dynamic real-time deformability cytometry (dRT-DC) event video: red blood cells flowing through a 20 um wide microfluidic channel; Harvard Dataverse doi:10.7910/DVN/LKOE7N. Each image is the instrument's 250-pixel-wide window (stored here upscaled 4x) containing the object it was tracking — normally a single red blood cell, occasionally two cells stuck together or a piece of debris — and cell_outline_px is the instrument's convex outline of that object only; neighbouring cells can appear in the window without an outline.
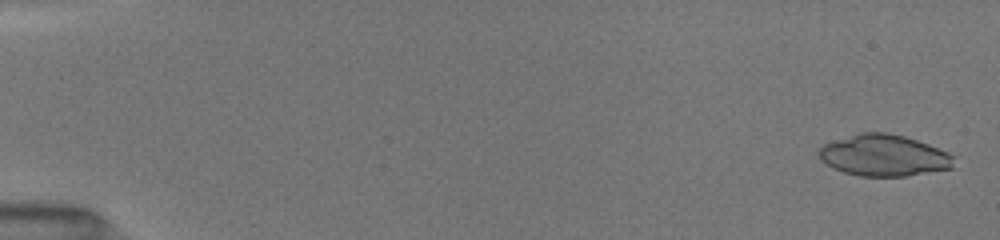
{"species": "common noctule bat (a hibernating species)", "species_latin": "Nyctalus noctula", "temperature_condition": "room temperature", "stored_images_in_passage": 51, "camera_frame_rate_fps": 3000, "um_per_image_px": 0.085, "animal": {"sex": "female", "body_mass_g": 19.5, "forearm_length_mm": 54.1}, "frame": {"image": 1, "passage_image": 2, "time_ms": 0.333, "image_size_px": [1000, 240], "cell_outline_px": [[952, 168], [908, 176], [860, 176], [844, 172], [820, 160], [820, 148], [824, 144], [860, 132], [888, 132], [904, 136], [928, 144], [948, 152], [952, 156]], "centroid_in_image_um": [75.14, 13.21], "position_along_channel_um": 9.9, "area_um2": 32.19}}